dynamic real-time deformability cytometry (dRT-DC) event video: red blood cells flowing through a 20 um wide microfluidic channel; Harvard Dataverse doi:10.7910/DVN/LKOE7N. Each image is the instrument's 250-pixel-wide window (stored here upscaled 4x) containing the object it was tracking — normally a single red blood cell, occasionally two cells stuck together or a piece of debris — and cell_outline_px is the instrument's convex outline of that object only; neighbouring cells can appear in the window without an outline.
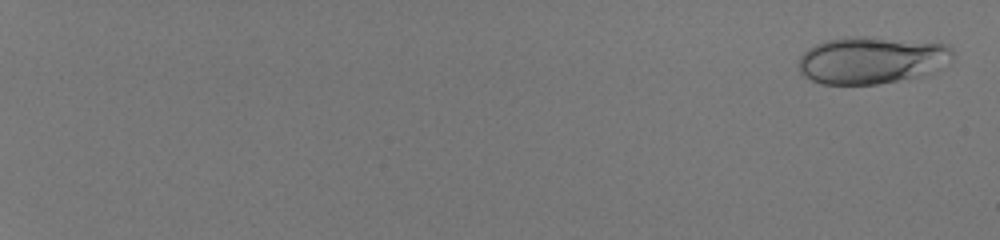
{"species": "human", "species_latin": "Homo sapiens", "temperature_condition": "room temperature", "stored_images_in_passage": 55, "camera_frame_rate_fps": 3000, "um_per_image_px": 0.085, "donor": {"sex": "male"}, "frame": {"image": 1, "passage_image": 2, "time_ms": 0.333, "image_size_px": [1000, 240], "cell_outline_px": [[952, 60], [916, 76], [876, 84], [820, 84], [804, 76], [800, 72], [800, 56], [808, 48], [824, 40], [860, 36], [864, 36], [948, 44], [952, 48]], "centroid_in_image_um": [74.02, 5.1], "position_along_channel_um": 11.0, "area_um2": 41.56}}
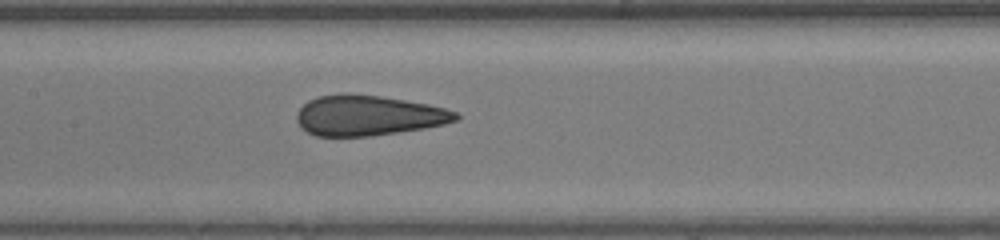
{"frame": {"image": 2, "passage_image": 33, "time_ms": 10.667, "image_size_px": [1000, 240], "cell_outline_px": [[460, 120], [444, 124], [424, 128], [368, 136], [316, 136], [300, 128], [296, 120], [296, 112], [308, 100], [320, 96], [340, 92], [348, 92], [380, 96], [428, 104], [444, 108], [456, 112], [460, 116]], "centroid_in_image_um": [31.27, 9.8], "position_along_channel_um": 176.1, "area_um2": 37.57}}
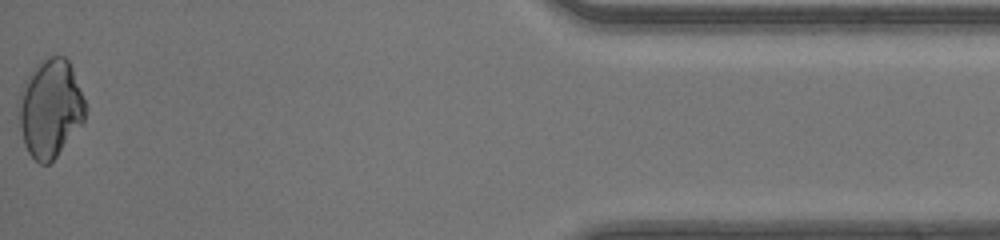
{"frame": {"image": 3, "passage_image": 55, "time_ms": 18.0, "image_size_px": [1000, 240], "cell_outline_px": [[88, 108], [84, 120], [56, 156], [48, 164], [40, 164], [28, 152], [24, 144], [20, 128], [16, 104], [24, 80], [36, 64], [48, 56], [64, 56], [68, 60], [72, 68]], "centroid_in_image_um": [4.25, 9.18], "position_along_channel_um": 431.0, "area_um2": 38.26}}